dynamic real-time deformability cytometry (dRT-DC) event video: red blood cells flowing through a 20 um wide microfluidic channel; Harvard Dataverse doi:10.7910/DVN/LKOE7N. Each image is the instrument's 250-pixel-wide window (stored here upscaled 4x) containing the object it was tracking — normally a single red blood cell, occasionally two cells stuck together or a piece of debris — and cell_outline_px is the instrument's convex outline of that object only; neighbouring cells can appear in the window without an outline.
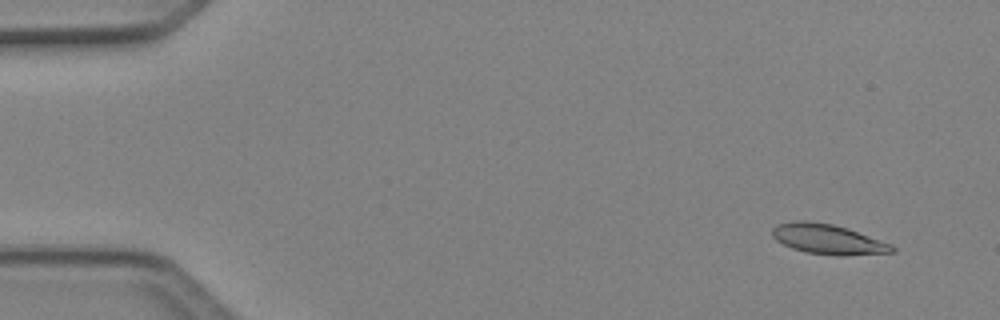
{"species": "Egyptian fruit bat (a non-hibernating species)", "species_latin": "Rousettus aegyptiacus", "temperature_condition": "cold", "stored_images_in_passage": 4, "camera_frame_rate_fps": 3000, "um_per_image_px": 0.085, "animal": {"sex": "female"}, "frame": {"image": 1, "passage_image": 1, "time_ms": 0.0, "image_size_px": [1000, 320], "cell_outline_px": [[896, 252], [840, 256], [836, 256], [804, 252], [792, 248], [776, 240], [772, 236], [772, 228], [776, 224], [796, 220], [808, 220], [832, 224], [848, 228], [892, 244], [896, 248]], "centroid_in_image_um": [70.38, 20.33], "position_along_channel_um": 14.6, "area_um2": 21.21}}
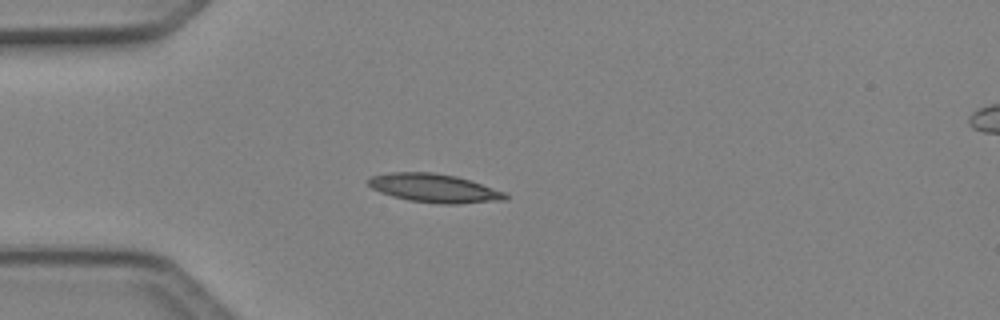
{"frame": {"image": 2, "passage_image": 4, "time_ms": 1.0, "image_size_px": [1000, 320], "cell_outline_px": [[508, 200], [456, 204], [444, 204], [408, 200], [392, 196], [380, 192], [372, 188], [368, 184], [368, 180], [372, 176], [388, 172], [432, 172], [456, 176], [504, 192], [508, 196]], "centroid_in_image_um": [36.89, 15.99], "position_along_channel_um": 48.1, "area_um2": 22.66}}